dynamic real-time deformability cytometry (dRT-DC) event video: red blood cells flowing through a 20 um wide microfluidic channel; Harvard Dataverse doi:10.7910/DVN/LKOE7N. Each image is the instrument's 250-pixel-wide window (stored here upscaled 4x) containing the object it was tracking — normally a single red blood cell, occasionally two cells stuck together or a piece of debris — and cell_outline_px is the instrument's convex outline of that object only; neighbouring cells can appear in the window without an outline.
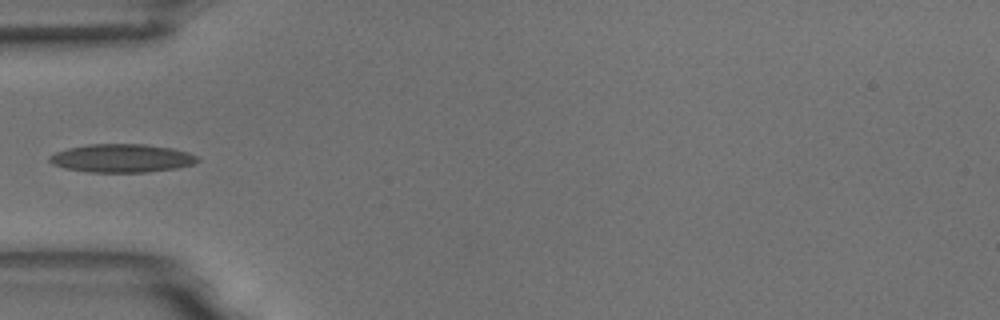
{"species": "common noctule bat (a hibernating species)", "species_latin": "Nyctalus noctula", "temperature_condition": "room temperature", "stored_images_in_passage": 5, "camera_frame_rate_fps": 3000, "um_per_image_px": 0.085, "animal": {"sex": "male", "body_mass_g": 18.8}, "frame": {"image": 1, "passage_image": 4, "time_ms": 3.667, "image_size_px": [1000, 320], "cell_outline_px": [[200, 160], [192, 164], [176, 168], [144, 172], [88, 172], [64, 168], [52, 164], [48, 160], [48, 156], [56, 152], [68, 148], [88, 144], [144, 144], [172, 148], [188, 152], [196, 156]], "centroid_in_image_um": [10.31, 13.44], "position_along_channel_um": 74.7, "area_um2": 24.39}}